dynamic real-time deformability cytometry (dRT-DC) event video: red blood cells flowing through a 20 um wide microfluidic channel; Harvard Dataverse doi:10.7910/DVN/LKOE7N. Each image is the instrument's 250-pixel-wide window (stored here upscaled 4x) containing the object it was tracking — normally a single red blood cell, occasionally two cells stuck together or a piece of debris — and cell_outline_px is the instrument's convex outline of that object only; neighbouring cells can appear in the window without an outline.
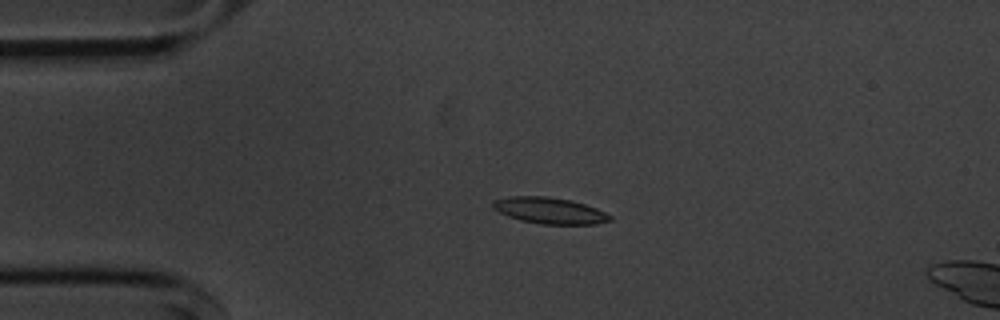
{"species": "common noctule bat (a hibernating species)", "species_latin": "Nyctalus noctula", "temperature_condition": "cold", "stored_images_in_passage": 16, "camera_frame_rate_fps": 3000, "um_per_image_px": 0.085, "animal": {"sex": "male", "body_mass_g": 20.1, "forearm_length_mm": 53.5}, "frame": {"image": 1, "passage_image": 12, "time_ms": 3.667, "image_size_px": [1000, 320], "cell_outline_px": [[612, 220], [596, 224], [544, 224], [520, 220], [508, 216], [492, 208], [492, 200], [512, 196], [544, 196], [572, 200], [596, 208], [612, 216]], "centroid_in_image_um": [46.71, 17.89], "position_along_channel_um": 38.3, "area_um2": 17.86}}